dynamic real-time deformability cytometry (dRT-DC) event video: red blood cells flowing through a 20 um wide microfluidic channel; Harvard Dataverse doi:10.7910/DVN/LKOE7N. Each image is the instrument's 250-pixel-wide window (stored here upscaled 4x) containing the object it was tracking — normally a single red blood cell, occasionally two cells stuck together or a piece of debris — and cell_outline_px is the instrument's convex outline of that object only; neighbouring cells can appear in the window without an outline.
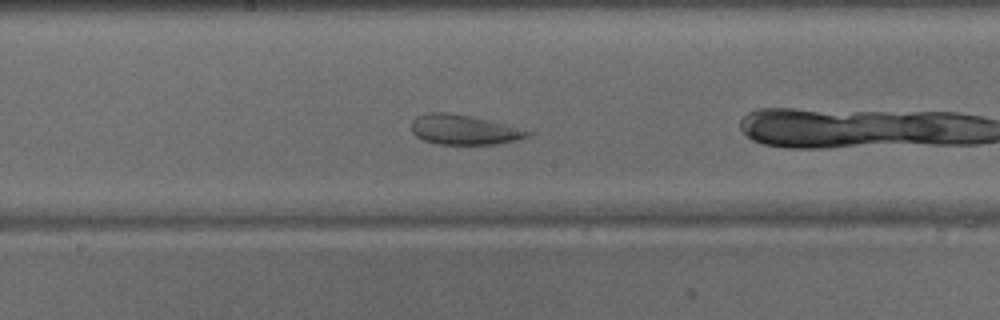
{"species": "common noctule bat (a hibernating species)", "species_latin": "Nyctalus noctula", "temperature_condition": "warm", "stored_images_in_passage": 17, "camera_frame_rate_fps": 3000, "um_per_image_px": 0.085, "animal": {"sex": "male", "body_mass_g": 15.6}, "frame": {"image": 1, "passage_image": 10, "time_ms": 3.0, "image_size_px": [1000, 320], "cell_outline_px": [[536, 132], [532, 136], [516, 140], [496, 144], [436, 144], [424, 140], [416, 136], [412, 132], [412, 120], [416, 116], [428, 112], [448, 112], [472, 116], [508, 124]], "centroid_in_image_um": [39.49, 11.02], "position_along_channel_um": 208.7, "area_um2": 20.58}}